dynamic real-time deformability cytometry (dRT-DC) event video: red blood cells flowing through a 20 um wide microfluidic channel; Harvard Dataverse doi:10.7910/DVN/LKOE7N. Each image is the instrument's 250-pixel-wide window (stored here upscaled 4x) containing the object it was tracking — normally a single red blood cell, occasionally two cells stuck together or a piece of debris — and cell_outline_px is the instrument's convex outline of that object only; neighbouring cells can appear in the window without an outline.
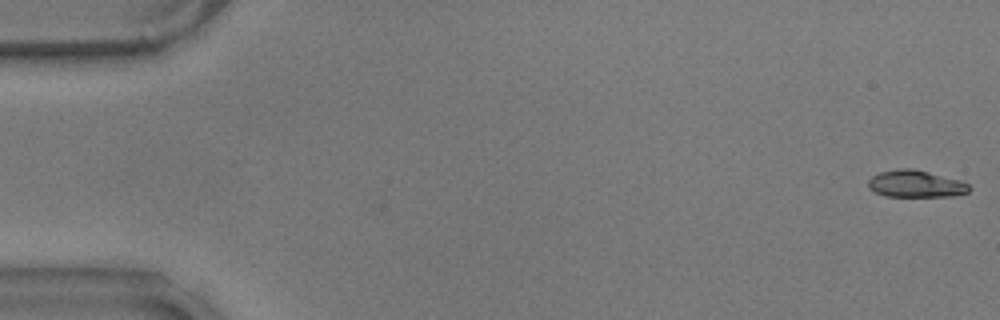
{"species": "common noctule bat (a hibernating species)", "species_latin": "Nyctalus noctula", "temperature_condition": "warm", "stored_images_in_passage": 14, "camera_frame_rate_fps": 3000, "um_per_image_px": 0.085, "animal": {"sex": "male", "body_mass_g": 17.9}, "frame": {"image": 1, "passage_image": 1, "time_ms": 0.0, "image_size_px": [1000, 320], "cell_outline_px": [[972, 188], [968, 192], [952, 196], [888, 196], [876, 192], [868, 188], [868, 180], [872, 176], [880, 172], [900, 168], [912, 168], [960, 180], [968, 184]], "centroid_in_image_um": [77.84, 15.62], "position_along_channel_um": 7.2, "area_um2": 15.78}}
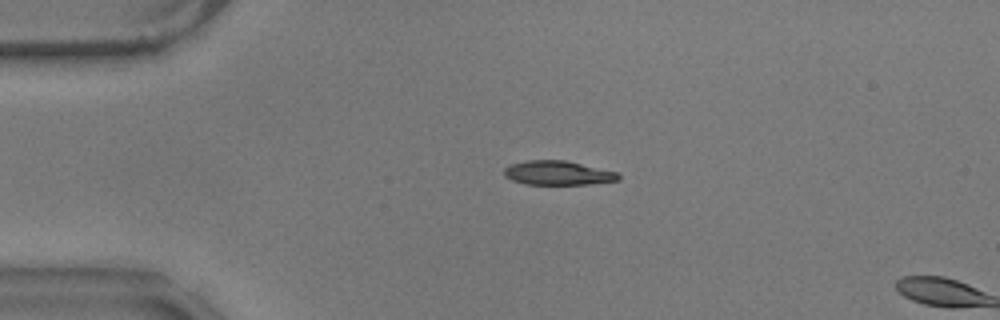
{"frame": {"image": 2, "passage_image": 13, "time_ms": 4.0, "image_size_px": [1000, 320], "cell_outline_px": [[620, 180], [588, 184], [524, 184], [512, 180], [504, 176], [504, 168], [512, 164], [528, 160], [564, 160], [616, 172], [620, 176]], "centroid_in_image_um": [47.39, 14.7], "position_along_channel_um": 37.6, "area_um2": 15.9}}